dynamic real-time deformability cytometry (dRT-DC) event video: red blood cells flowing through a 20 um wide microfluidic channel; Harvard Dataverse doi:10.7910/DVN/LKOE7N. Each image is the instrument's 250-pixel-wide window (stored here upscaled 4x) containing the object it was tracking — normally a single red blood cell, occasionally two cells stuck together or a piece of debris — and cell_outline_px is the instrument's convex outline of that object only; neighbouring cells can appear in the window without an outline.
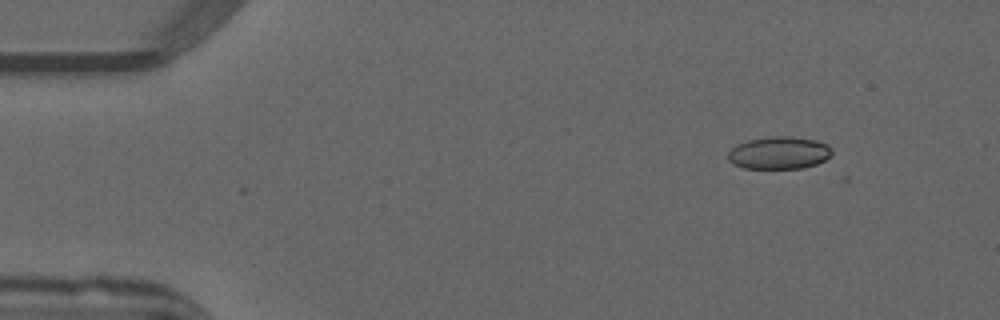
{"species": "common noctule bat (a hibernating species)", "species_latin": "Nyctalus noctula", "temperature_condition": "warm", "stored_images_in_passage": 5, "camera_frame_rate_fps": 3000, "um_per_image_px": 0.085, "animal": {"sex": "male", "forearm_length_mm": 52.5}, "frame": {"image": 1, "passage_image": 4, "time_ms": 1.0, "image_size_px": [1000, 320], "cell_outline_px": [[832, 152], [824, 160], [816, 164], [804, 168], [744, 168], [732, 164], [728, 160], [728, 152], [736, 144], [748, 140], [768, 136], [788, 136], [816, 140], [828, 144], [832, 148]], "centroid_in_image_um": [66.2, 12.98], "position_along_channel_um": 18.8, "area_um2": 19.77}}